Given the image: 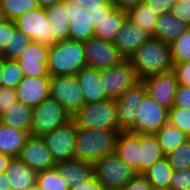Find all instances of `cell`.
<instances>
[{"instance_id":"42","label":"cell","mask_w":190,"mask_h":190,"mask_svg":"<svg viewBox=\"0 0 190 190\" xmlns=\"http://www.w3.org/2000/svg\"><path fill=\"white\" fill-rule=\"evenodd\" d=\"M17 101L16 89L0 86V115Z\"/></svg>"},{"instance_id":"56","label":"cell","mask_w":190,"mask_h":190,"mask_svg":"<svg viewBox=\"0 0 190 190\" xmlns=\"http://www.w3.org/2000/svg\"><path fill=\"white\" fill-rule=\"evenodd\" d=\"M5 20L4 15L2 14V11L0 10V23Z\"/></svg>"},{"instance_id":"11","label":"cell","mask_w":190,"mask_h":190,"mask_svg":"<svg viewBox=\"0 0 190 190\" xmlns=\"http://www.w3.org/2000/svg\"><path fill=\"white\" fill-rule=\"evenodd\" d=\"M169 110L160 106L148 94L137 112L135 124L128 130L134 134H155L168 122Z\"/></svg>"},{"instance_id":"26","label":"cell","mask_w":190,"mask_h":190,"mask_svg":"<svg viewBox=\"0 0 190 190\" xmlns=\"http://www.w3.org/2000/svg\"><path fill=\"white\" fill-rule=\"evenodd\" d=\"M45 10L56 41L69 40L68 7L61 1L45 7Z\"/></svg>"},{"instance_id":"35","label":"cell","mask_w":190,"mask_h":190,"mask_svg":"<svg viewBox=\"0 0 190 190\" xmlns=\"http://www.w3.org/2000/svg\"><path fill=\"white\" fill-rule=\"evenodd\" d=\"M31 42L32 40L27 35L15 27L14 32L10 33L9 44H7L5 49L2 51V56L5 59L16 60L19 58L25 47Z\"/></svg>"},{"instance_id":"5","label":"cell","mask_w":190,"mask_h":190,"mask_svg":"<svg viewBox=\"0 0 190 190\" xmlns=\"http://www.w3.org/2000/svg\"><path fill=\"white\" fill-rule=\"evenodd\" d=\"M71 119L75 122L76 128L122 131L118 125L114 99L84 104Z\"/></svg>"},{"instance_id":"30","label":"cell","mask_w":190,"mask_h":190,"mask_svg":"<svg viewBox=\"0 0 190 190\" xmlns=\"http://www.w3.org/2000/svg\"><path fill=\"white\" fill-rule=\"evenodd\" d=\"M127 19L141 28L147 35L153 37L158 20V15L145 3L129 9Z\"/></svg>"},{"instance_id":"51","label":"cell","mask_w":190,"mask_h":190,"mask_svg":"<svg viewBox=\"0 0 190 190\" xmlns=\"http://www.w3.org/2000/svg\"><path fill=\"white\" fill-rule=\"evenodd\" d=\"M62 0H37L40 7H47L53 5L54 3L61 2Z\"/></svg>"},{"instance_id":"18","label":"cell","mask_w":190,"mask_h":190,"mask_svg":"<svg viewBox=\"0 0 190 190\" xmlns=\"http://www.w3.org/2000/svg\"><path fill=\"white\" fill-rule=\"evenodd\" d=\"M149 38L147 33L126 18L112 43L124 60H128Z\"/></svg>"},{"instance_id":"48","label":"cell","mask_w":190,"mask_h":190,"mask_svg":"<svg viewBox=\"0 0 190 190\" xmlns=\"http://www.w3.org/2000/svg\"><path fill=\"white\" fill-rule=\"evenodd\" d=\"M113 6L127 12L129 9L144 3V0H111Z\"/></svg>"},{"instance_id":"12","label":"cell","mask_w":190,"mask_h":190,"mask_svg":"<svg viewBox=\"0 0 190 190\" xmlns=\"http://www.w3.org/2000/svg\"><path fill=\"white\" fill-rule=\"evenodd\" d=\"M75 135L76 125L71 119L42 137L56 163L75 159Z\"/></svg>"},{"instance_id":"21","label":"cell","mask_w":190,"mask_h":190,"mask_svg":"<svg viewBox=\"0 0 190 190\" xmlns=\"http://www.w3.org/2000/svg\"><path fill=\"white\" fill-rule=\"evenodd\" d=\"M114 151L124 163L140 174V134L119 132Z\"/></svg>"},{"instance_id":"50","label":"cell","mask_w":190,"mask_h":190,"mask_svg":"<svg viewBox=\"0 0 190 190\" xmlns=\"http://www.w3.org/2000/svg\"><path fill=\"white\" fill-rule=\"evenodd\" d=\"M11 158L10 155L0 153V173H5Z\"/></svg>"},{"instance_id":"9","label":"cell","mask_w":190,"mask_h":190,"mask_svg":"<svg viewBox=\"0 0 190 190\" xmlns=\"http://www.w3.org/2000/svg\"><path fill=\"white\" fill-rule=\"evenodd\" d=\"M100 80L105 95L114 100L140 81L129 60H123L119 65L101 69Z\"/></svg>"},{"instance_id":"10","label":"cell","mask_w":190,"mask_h":190,"mask_svg":"<svg viewBox=\"0 0 190 190\" xmlns=\"http://www.w3.org/2000/svg\"><path fill=\"white\" fill-rule=\"evenodd\" d=\"M50 97L60 103L72 117L84 106V98L76 75L50 77Z\"/></svg>"},{"instance_id":"36","label":"cell","mask_w":190,"mask_h":190,"mask_svg":"<svg viewBox=\"0 0 190 190\" xmlns=\"http://www.w3.org/2000/svg\"><path fill=\"white\" fill-rule=\"evenodd\" d=\"M173 64L190 62V27L170 43Z\"/></svg>"},{"instance_id":"3","label":"cell","mask_w":190,"mask_h":190,"mask_svg":"<svg viewBox=\"0 0 190 190\" xmlns=\"http://www.w3.org/2000/svg\"><path fill=\"white\" fill-rule=\"evenodd\" d=\"M121 131L76 128L75 160L94 164L98 159L114 152Z\"/></svg>"},{"instance_id":"37","label":"cell","mask_w":190,"mask_h":190,"mask_svg":"<svg viewBox=\"0 0 190 190\" xmlns=\"http://www.w3.org/2000/svg\"><path fill=\"white\" fill-rule=\"evenodd\" d=\"M165 158L173 170L190 169V139L188 138L183 144L165 155Z\"/></svg>"},{"instance_id":"19","label":"cell","mask_w":190,"mask_h":190,"mask_svg":"<svg viewBox=\"0 0 190 190\" xmlns=\"http://www.w3.org/2000/svg\"><path fill=\"white\" fill-rule=\"evenodd\" d=\"M15 89L18 102L33 109L50 96V77H23Z\"/></svg>"},{"instance_id":"24","label":"cell","mask_w":190,"mask_h":190,"mask_svg":"<svg viewBox=\"0 0 190 190\" xmlns=\"http://www.w3.org/2000/svg\"><path fill=\"white\" fill-rule=\"evenodd\" d=\"M30 133L5 125L0 121V153L18 157Z\"/></svg>"},{"instance_id":"6","label":"cell","mask_w":190,"mask_h":190,"mask_svg":"<svg viewBox=\"0 0 190 190\" xmlns=\"http://www.w3.org/2000/svg\"><path fill=\"white\" fill-rule=\"evenodd\" d=\"M70 120L65 108L49 96L32 109L30 135L42 138Z\"/></svg>"},{"instance_id":"8","label":"cell","mask_w":190,"mask_h":190,"mask_svg":"<svg viewBox=\"0 0 190 190\" xmlns=\"http://www.w3.org/2000/svg\"><path fill=\"white\" fill-rule=\"evenodd\" d=\"M15 27L27 35L32 41L48 47L57 41L54 38L48 15L44 7L26 12L14 20Z\"/></svg>"},{"instance_id":"29","label":"cell","mask_w":190,"mask_h":190,"mask_svg":"<svg viewBox=\"0 0 190 190\" xmlns=\"http://www.w3.org/2000/svg\"><path fill=\"white\" fill-rule=\"evenodd\" d=\"M126 18L125 11L114 7L99 21L98 26H95L94 37L112 42Z\"/></svg>"},{"instance_id":"14","label":"cell","mask_w":190,"mask_h":190,"mask_svg":"<svg viewBox=\"0 0 190 190\" xmlns=\"http://www.w3.org/2000/svg\"><path fill=\"white\" fill-rule=\"evenodd\" d=\"M147 94L160 106L170 110L175 101L179 83L173 71L147 76L142 79Z\"/></svg>"},{"instance_id":"7","label":"cell","mask_w":190,"mask_h":190,"mask_svg":"<svg viewBox=\"0 0 190 190\" xmlns=\"http://www.w3.org/2000/svg\"><path fill=\"white\" fill-rule=\"evenodd\" d=\"M93 174L103 187L123 188L137 173L114 151L93 164Z\"/></svg>"},{"instance_id":"17","label":"cell","mask_w":190,"mask_h":190,"mask_svg":"<svg viewBox=\"0 0 190 190\" xmlns=\"http://www.w3.org/2000/svg\"><path fill=\"white\" fill-rule=\"evenodd\" d=\"M17 158L37 173L53 168L57 164L43 138L31 135L21 148Z\"/></svg>"},{"instance_id":"58","label":"cell","mask_w":190,"mask_h":190,"mask_svg":"<svg viewBox=\"0 0 190 190\" xmlns=\"http://www.w3.org/2000/svg\"><path fill=\"white\" fill-rule=\"evenodd\" d=\"M0 190H10V188H0Z\"/></svg>"},{"instance_id":"16","label":"cell","mask_w":190,"mask_h":190,"mask_svg":"<svg viewBox=\"0 0 190 190\" xmlns=\"http://www.w3.org/2000/svg\"><path fill=\"white\" fill-rule=\"evenodd\" d=\"M49 48L32 41L16 59L23 77H50L47 67Z\"/></svg>"},{"instance_id":"2","label":"cell","mask_w":190,"mask_h":190,"mask_svg":"<svg viewBox=\"0 0 190 190\" xmlns=\"http://www.w3.org/2000/svg\"><path fill=\"white\" fill-rule=\"evenodd\" d=\"M128 60L140 80L150 75L170 72L174 66L170 44L153 37L138 48Z\"/></svg>"},{"instance_id":"22","label":"cell","mask_w":190,"mask_h":190,"mask_svg":"<svg viewBox=\"0 0 190 190\" xmlns=\"http://www.w3.org/2000/svg\"><path fill=\"white\" fill-rule=\"evenodd\" d=\"M10 190H27L36 186L37 172L21 162L17 157H12L5 171Z\"/></svg>"},{"instance_id":"27","label":"cell","mask_w":190,"mask_h":190,"mask_svg":"<svg viewBox=\"0 0 190 190\" xmlns=\"http://www.w3.org/2000/svg\"><path fill=\"white\" fill-rule=\"evenodd\" d=\"M164 157L155 134H140V174Z\"/></svg>"},{"instance_id":"45","label":"cell","mask_w":190,"mask_h":190,"mask_svg":"<svg viewBox=\"0 0 190 190\" xmlns=\"http://www.w3.org/2000/svg\"><path fill=\"white\" fill-rule=\"evenodd\" d=\"M173 106L190 110V87L184 85L178 86Z\"/></svg>"},{"instance_id":"53","label":"cell","mask_w":190,"mask_h":190,"mask_svg":"<svg viewBox=\"0 0 190 190\" xmlns=\"http://www.w3.org/2000/svg\"><path fill=\"white\" fill-rule=\"evenodd\" d=\"M4 63H5V58L3 56H0V86H1V75L4 68Z\"/></svg>"},{"instance_id":"23","label":"cell","mask_w":190,"mask_h":190,"mask_svg":"<svg viewBox=\"0 0 190 190\" xmlns=\"http://www.w3.org/2000/svg\"><path fill=\"white\" fill-rule=\"evenodd\" d=\"M56 168L70 188L79 186L94 176L93 164L81 160L57 162Z\"/></svg>"},{"instance_id":"20","label":"cell","mask_w":190,"mask_h":190,"mask_svg":"<svg viewBox=\"0 0 190 190\" xmlns=\"http://www.w3.org/2000/svg\"><path fill=\"white\" fill-rule=\"evenodd\" d=\"M100 69L83 67L75 75L80 85L84 104H92L108 99L100 80Z\"/></svg>"},{"instance_id":"43","label":"cell","mask_w":190,"mask_h":190,"mask_svg":"<svg viewBox=\"0 0 190 190\" xmlns=\"http://www.w3.org/2000/svg\"><path fill=\"white\" fill-rule=\"evenodd\" d=\"M172 71L174 72L179 85L190 87V62L174 64Z\"/></svg>"},{"instance_id":"55","label":"cell","mask_w":190,"mask_h":190,"mask_svg":"<svg viewBox=\"0 0 190 190\" xmlns=\"http://www.w3.org/2000/svg\"><path fill=\"white\" fill-rule=\"evenodd\" d=\"M104 190H123V188H118V187H104Z\"/></svg>"},{"instance_id":"40","label":"cell","mask_w":190,"mask_h":190,"mask_svg":"<svg viewBox=\"0 0 190 190\" xmlns=\"http://www.w3.org/2000/svg\"><path fill=\"white\" fill-rule=\"evenodd\" d=\"M169 187L172 190H190V169L174 170Z\"/></svg>"},{"instance_id":"31","label":"cell","mask_w":190,"mask_h":190,"mask_svg":"<svg viewBox=\"0 0 190 190\" xmlns=\"http://www.w3.org/2000/svg\"><path fill=\"white\" fill-rule=\"evenodd\" d=\"M155 135L164 155L169 154L188 139L184 132L168 122Z\"/></svg>"},{"instance_id":"4","label":"cell","mask_w":190,"mask_h":190,"mask_svg":"<svg viewBox=\"0 0 190 190\" xmlns=\"http://www.w3.org/2000/svg\"><path fill=\"white\" fill-rule=\"evenodd\" d=\"M86 66L84 43L81 41H57L49 48L47 67L50 77L75 75Z\"/></svg>"},{"instance_id":"57","label":"cell","mask_w":190,"mask_h":190,"mask_svg":"<svg viewBox=\"0 0 190 190\" xmlns=\"http://www.w3.org/2000/svg\"><path fill=\"white\" fill-rule=\"evenodd\" d=\"M27 190H40V189L37 186H34V187H31V188H29Z\"/></svg>"},{"instance_id":"54","label":"cell","mask_w":190,"mask_h":190,"mask_svg":"<svg viewBox=\"0 0 190 190\" xmlns=\"http://www.w3.org/2000/svg\"><path fill=\"white\" fill-rule=\"evenodd\" d=\"M151 190H172L170 187H153Z\"/></svg>"},{"instance_id":"39","label":"cell","mask_w":190,"mask_h":190,"mask_svg":"<svg viewBox=\"0 0 190 190\" xmlns=\"http://www.w3.org/2000/svg\"><path fill=\"white\" fill-rule=\"evenodd\" d=\"M168 123L190 136V110L173 106L169 110Z\"/></svg>"},{"instance_id":"28","label":"cell","mask_w":190,"mask_h":190,"mask_svg":"<svg viewBox=\"0 0 190 190\" xmlns=\"http://www.w3.org/2000/svg\"><path fill=\"white\" fill-rule=\"evenodd\" d=\"M31 119L32 108L18 101L14 105H11L9 108L4 110L0 115V121L5 125L15 129H20L22 131H27L29 133Z\"/></svg>"},{"instance_id":"46","label":"cell","mask_w":190,"mask_h":190,"mask_svg":"<svg viewBox=\"0 0 190 190\" xmlns=\"http://www.w3.org/2000/svg\"><path fill=\"white\" fill-rule=\"evenodd\" d=\"M15 23L13 20L5 19L0 23V51L2 52L9 44L10 33L14 32Z\"/></svg>"},{"instance_id":"38","label":"cell","mask_w":190,"mask_h":190,"mask_svg":"<svg viewBox=\"0 0 190 190\" xmlns=\"http://www.w3.org/2000/svg\"><path fill=\"white\" fill-rule=\"evenodd\" d=\"M23 74L16 60L5 59L1 75V86L15 89L22 80Z\"/></svg>"},{"instance_id":"41","label":"cell","mask_w":190,"mask_h":190,"mask_svg":"<svg viewBox=\"0 0 190 190\" xmlns=\"http://www.w3.org/2000/svg\"><path fill=\"white\" fill-rule=\"evenodd\" d=\"M171 12L177 19L190 26V0H177Z\"/></svg>"},{"instance_id":"1","label":"cell","mask_w":190,"mask_h":190,"mask_svg":"<svg viewBox=\"0 0 190 190\" xmlns=\"http://www.w3.org/2000/svg\"><path fill=\"white\" fill-rule=\"evenodd\" d=\"M68 7L69 40L88 41L95 26L113 8L111 0H62Z\"/></svg>"},{"instance_id":"32","label":"cell","mask_w":190,"mask_h":190,"mask_svg":"<svg viewBox=\"0 0 190 190\" xmlns=\"http://www.w3.org/2000/svg\"><path fill=\"white\" fill-rule=\"evenodd\" d=\"M173 171L167 159L164 157L144 171L142 175L153 187H169Z\"/></svg>"},{"instance_id":"34","label":"cell","mask_w":190,"mask_h":190,"mask_svg":"<svg viewBox=\"0 0 190 190\" xmlns=\"http://www.w3.org/2000/svg\"><path fill=\"white\" fill-rule=\"evenodd\" d=\"M36 186L40 190H70L56 166L37 173Z\"/></svg>"},{"instance_id":"13","label":"cell","mask_w":190,"mask_h":190,"mask_svg":"<svg viewBox=\"0 0 190 190\" xmlns=\"http://www.w3.org/2000/svg\"><path fill=\"white\" fill-rule=\"evenodd\" d=\"M146 94L147 89L140 80L115 100L118 125L122 131H128L135 124L138 109Z\"/></svg>"},{"instance_id":"44","label":"cell","mask_w":190,"mask_h":190,"mask_svg":"<svg viewBox=\"0 0 190 190\" xmlns=\"http://www.w3.org/2000/svg\"><path fill=\"white\" fill-rule=\"evenodd\" d=\"M177 0H144V3L149 6L158 16L172 11V8Z\"/></svg>"},{"instance_id":"15","label":"cell","mask_w":190,"mask_h":190,"mask_svg":"<svg viewBox=\"0 0 190 190\" xmlns=\"http://www.w3.org/2000/svg\"><path fill=\"white\" fill-rule=\"evenodd\" d=\"M83 43L86 63L90 68L101 70L119 65L124 60L111 41L92 37Z\"/></svg>"},{"instance_id":"52","label":"cell","mask_w":190,"mask_h":190,"mask_svg":"<svg viewBox=\"0 0 190 190\" xmlns=\"http://www.w3.org/2000/svg\"><path fill=\"white\" fill-rule=\"evenodd\" d=\"M0 188H10V185L7 181V176L5 173H0Z\"/></svg>"},{"instance_id":"25","label":"cell","mask_w":190,"mask_h":190,"mask_svg":"<svg viewBox=\"0 0 190 190\" xmlns=\"http://www.w3.org/2000/svg\"><path fill=\"white\" fill-rule=\"evenodd\" d=\"M189 27L190 26L186 23L177 19L172 12L164 13L158 16L153 38L160 39L170 44L173 40L181 36Z\"/></svg>"},{"instance_id":"49","label":"cell","mask_w":190,"mask_h":190,"mask_svg":"<svg viewBox=\"0 0 190 190\" xmlns=\"http://www.w3.org/2000/svg\"><path fill=\"white\" fill-rule=\"evenodd\" d=\"M70 190H104V187L94 178V176L79 186L70 188Z\"/></svg>"},{"instance_id":"47","label":"cell","mask_w":190,"mask_h":190,"mask_svg":"<svg viewBox=\"0 0 190 190\" xmlns=\"http://www.w3.org/2000/svg\"><path fill=\"white\" fill-rule=\"evenodd\" d=\"M152 185L142 174H136L124 187L123 190H151Z\"/></svg>"},{"instance_id":"33","label":"cell","mask_w":190,"mask_h":190,"mask_svg":"<svg viewBox=\"0 0 190 190\" xmlns=\"http://www.w3.org/2000/svg\"><path fill=\"white\" fill-rule=\"evenodd\" d=\"M37 0H0V10L7 20H15L26 12L39 8Z\"/></svg>"}]
</instances>
